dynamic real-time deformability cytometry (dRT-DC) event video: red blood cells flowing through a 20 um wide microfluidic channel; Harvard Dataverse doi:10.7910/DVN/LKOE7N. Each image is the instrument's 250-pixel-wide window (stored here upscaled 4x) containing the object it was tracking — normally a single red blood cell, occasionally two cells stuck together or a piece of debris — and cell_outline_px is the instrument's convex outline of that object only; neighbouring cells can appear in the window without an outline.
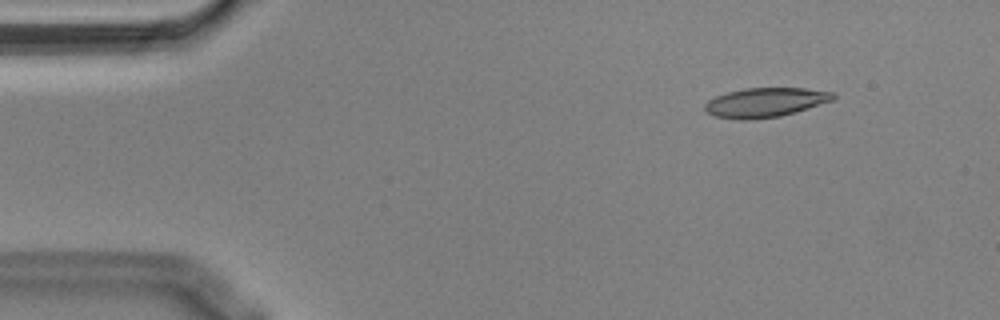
{"species": "Egyptian fruit bat (a non-hibernating species)", "species_latin": "Rousettus aegyptiacus", "temperature_condition": "cold", "stored_images_in_passage": 55, "camera_frame_rate_fps": 3000, "um_per_image_px": 0.085, "animal": {"sex": "male"}, "frame": {"image": 1, "passage_image": 6, "time_ms": 1.667, "image_size_px": [1000, 320], "cell_outline_px": [[836, 96], [832, 100], [796, 112], [780, 116], [744, 120], [740, 120], [712, 116], [704, 112], [704, 104], [708, 100], [716, 96], [728, 92], [744, 88], [804, 88], [836, 92]], "centroid_in_image_um": [65.01, 8.71], "position_along_channel_um": 20.0, "area_um2": 22.08}}
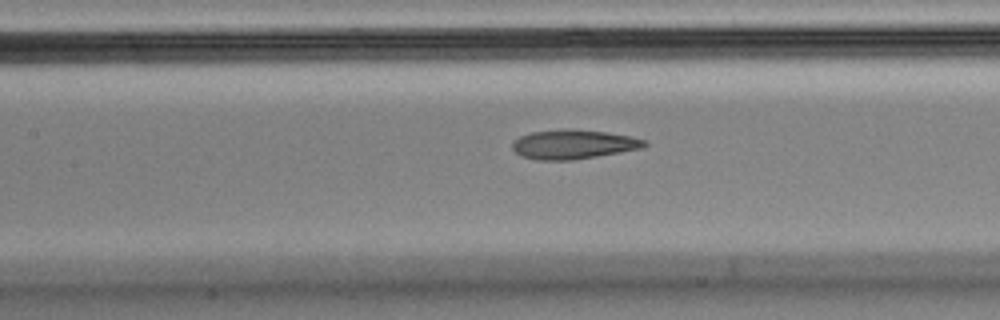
{"frame": {"image": 2, "passage_image": 24, "time_ms": 7.667, "image_size_px": [1000, 320], "cell_outline_px": [[648, 144], [640, 148], [620, 152], [572, 160], [536, 160], [520, 156], [512, 148], [512, 140], [520, 136], [532, 132], [564, 128], [604, 132], [628, 136], [648, 140]], "centroid_in_image_um": [48.68, 12.27], "position_along_channel_um": 158.7, "area_um2": 22.48}}
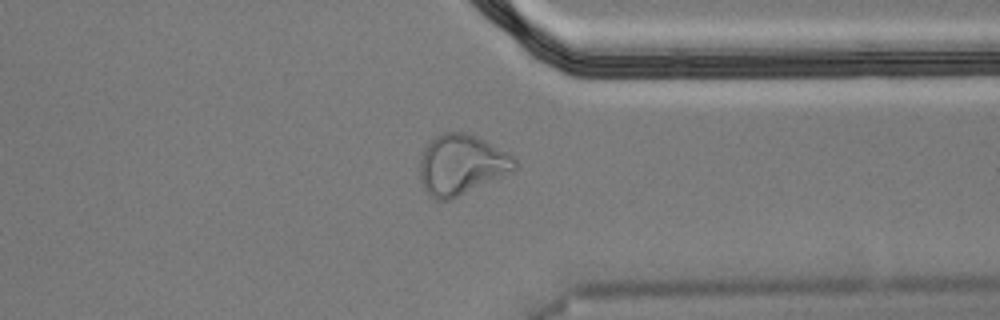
{"frame": {"image": 3, "passage_image": 42, "time_ms": 13.667, "image_size_px": [1000, 320], "cell_outline_px": [[520, 164], [512, 172], [448, 200], [436, 200], [424, 188], [420, 180], [420, 160], [424, 148], [428, 140], [444, 132], [468, 132], [516, 156]], "centroid_in_image_um": [39.25, 13.96], "position_along_channel_um": 372.2, "area_um2": 33.41}, "authors_computed_cell_mechanics": {"area_um2": 22.7154, "velocity_mm_per_s": 3.6025, "shape_relaxation_time_tau1_ms": null, "shape_relaxation_time_tau2_ms": 3.156, "deformation_change_tau1": null, "deformation_change_tau2": 0.1161}}